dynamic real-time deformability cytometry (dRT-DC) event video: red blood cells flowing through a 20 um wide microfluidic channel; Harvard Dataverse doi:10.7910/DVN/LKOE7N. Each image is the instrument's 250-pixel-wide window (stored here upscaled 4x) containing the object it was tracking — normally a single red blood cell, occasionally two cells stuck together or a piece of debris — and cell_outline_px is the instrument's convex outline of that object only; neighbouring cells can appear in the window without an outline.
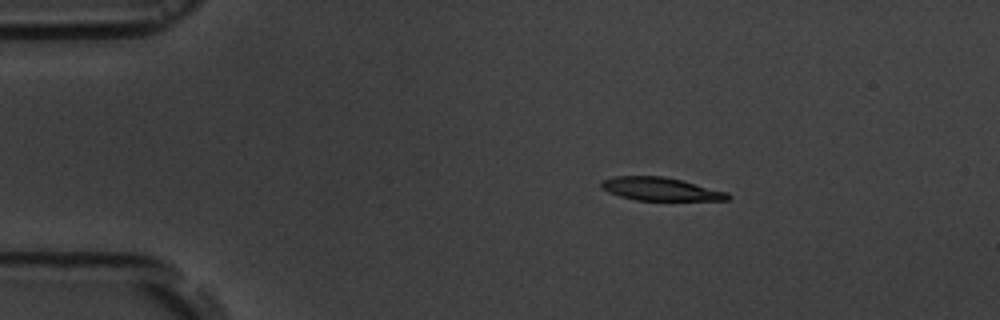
{"species": "common noctule bat (a hibernating species)", "species_latin": "Nyctalus noctula", "temperature_condition": "room temperature", "stored_images_in_passage": 4, "camera_frame_rate_fps": 3000, "um_per_image_px": 0.085, "animal": {"sex": "male", "body_mass_g": 19.5, "forearm_length_mm": 54.6}, "frame": {"image": 1, "passage_image": 1, "time_ms": 0.0, "image_size_px": [1000, 320], "cell_outline_px": [[732, 196], [728, 200], [636, 200], [620, 196], [608, 192], [600, 188], [600, 180], [612, 176], [664, 176], [728, 192]], "centroid_in_image_um": [56.09, 16.06], "position_along_channel_um": 28.9, "area_um2": 17.11}}